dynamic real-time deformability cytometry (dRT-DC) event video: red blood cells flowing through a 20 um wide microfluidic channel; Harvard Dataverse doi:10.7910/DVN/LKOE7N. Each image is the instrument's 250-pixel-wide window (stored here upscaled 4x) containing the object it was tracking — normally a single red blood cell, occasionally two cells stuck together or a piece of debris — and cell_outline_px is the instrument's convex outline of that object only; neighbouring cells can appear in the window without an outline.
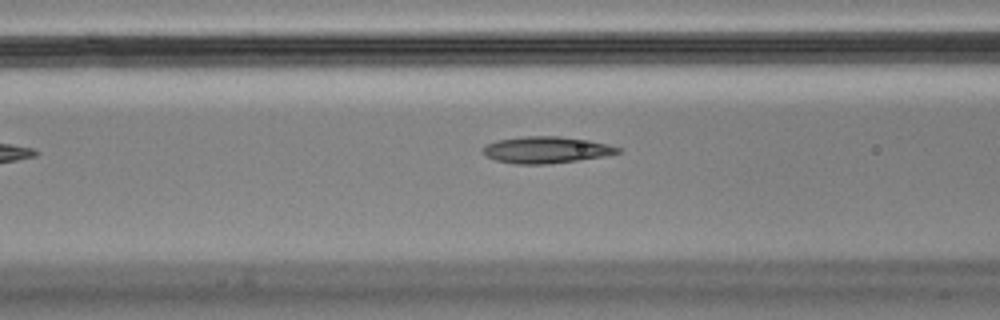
{"species": "Egyptian fruit bat (a non-hibernating species)", "species_latin": "Rousettus aegyptiacus", "temperature_condition": "cold", "stored_images_in_passage": 33, "camera_frame_rate_fps": 3000, "um_per_image_px": 0.085, "animal": {"sex": "male"}, "frame": {"image": 1, "passage_image": 6, "time_ms": 1.667, "image_size_px": [1000, 320], "cell_outline_px": [[624, 148], [620, 152], [604, 156], [576, 160], [544, 164], [516, 164], [496, 160], [488, 156], [484, 152], [484, 148], [488, 144], [496, 140], [524, 136], [560, 136], [588, 140], [608, 144]], "centroid_in_image_um": [46.47, 12.73], "position_along_channel_um": 120.1, "area_um2": 20.69}}
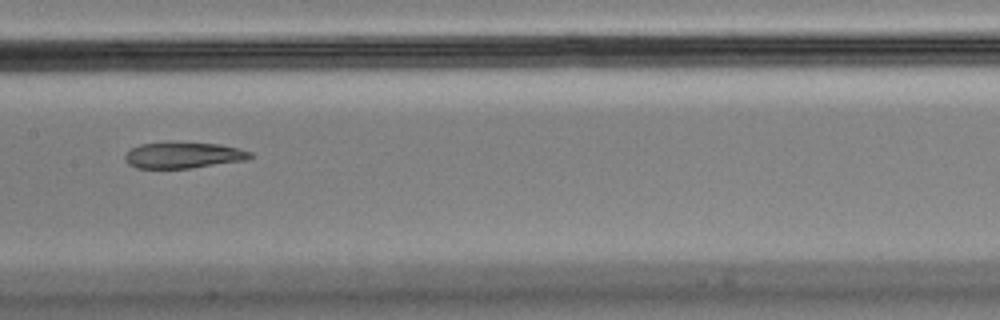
{"frame": {"image": 2, "passage_image": 12, "time_ms": 3.667, "image_size_px": [1000, 320], "cell_outline_px": [[252, 156], [248, 160], [192, 168], [136, 168], [128, 164], [124, 160], [124, 156], [132, 148], [140, 144], [168, 140], [172, 140], [220, 144], [252, 152]], "centroid_in_image_um": [15.56, 13.16], "position_along_channel_um": 191.8, "area_um2": 19.71}}
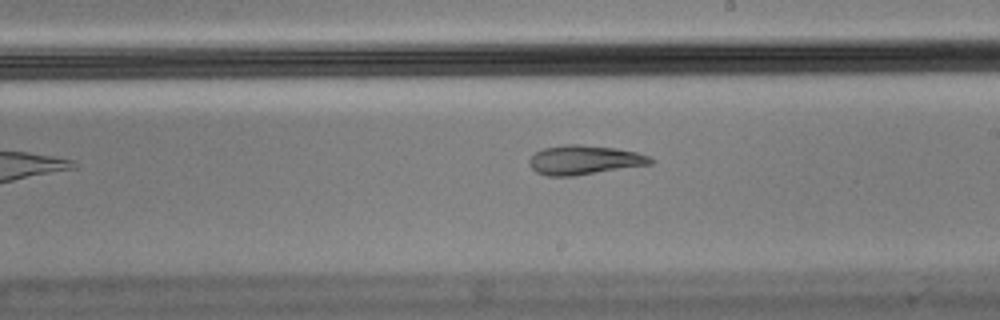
{"frame": {"image": 3, "passage_image": 16, "time_ms": 5.0, "image_size_px": [1000, 320], "cell_outline_px": [[656, 160], [652, 164], [572, 176], [548, 176], [536, 172], [528, 164], [528, 160], [536, 152], [544, 148], [564, 144], [580, 144], [616, 148], [636, 152], [648, 156]], "centroid_in_image_um": [49.66, 13.59], "position_along_channel_um": 239.3, "area_um2": 20.69}, "authors_computed_cell_mechanics": {"area_um2": 20.6924, "velocity_mm_per_s": 3.5812, "shape_relaxation_time_tau1_ms": null, "shape_relaxation_time_tau2_ms": 3.8153, "deformation_change_tau1": null, "deformation_change_tau2": 0.1134}}